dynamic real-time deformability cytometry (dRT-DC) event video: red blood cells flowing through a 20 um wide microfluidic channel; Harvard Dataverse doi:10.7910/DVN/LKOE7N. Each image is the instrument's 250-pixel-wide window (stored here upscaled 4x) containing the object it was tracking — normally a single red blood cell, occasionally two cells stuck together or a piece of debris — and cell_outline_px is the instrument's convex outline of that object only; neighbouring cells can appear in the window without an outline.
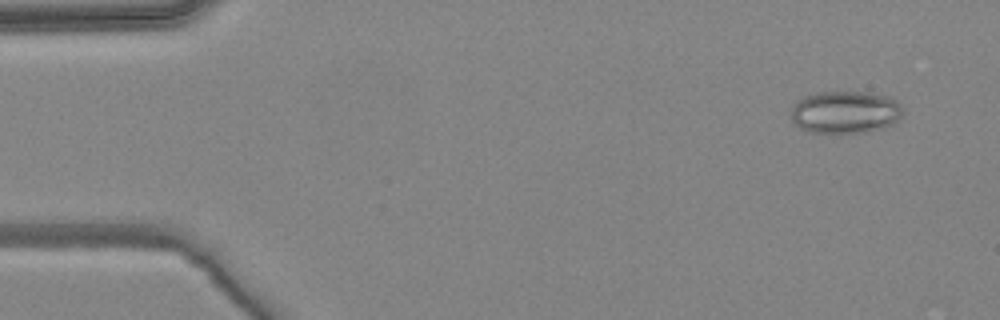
{"species": "common noctule bat (a hibernating species)", "species_latin": "Nyctalus noctula", "temperature_condition": "warm", "stored_images_in_passage": 4, "camera_frame_rate_fps": 3000, "um_per_image_px": 0.085, "animal": {"sex": "female", "body_mass_g": 24.6, "forearm_length_mm": 56.2}, "frame": {"image": 1, "passage_image": 1, "time_ms": 0.0, "image_size_px": [1000, 320], "cell_outline_px": [[904, 112], [900, 120], [884, 128], [868, 132], [808, 132], [800, 128], [792, 120], [792, 108], [796, 100], [800, 96], [816, 92], [868, 92], [892, 96], [904, 108]], "centroid_in_image_um": [71.89, 9.51], "position_along_channel_um": 13.1, "area_um2": 28.21}}